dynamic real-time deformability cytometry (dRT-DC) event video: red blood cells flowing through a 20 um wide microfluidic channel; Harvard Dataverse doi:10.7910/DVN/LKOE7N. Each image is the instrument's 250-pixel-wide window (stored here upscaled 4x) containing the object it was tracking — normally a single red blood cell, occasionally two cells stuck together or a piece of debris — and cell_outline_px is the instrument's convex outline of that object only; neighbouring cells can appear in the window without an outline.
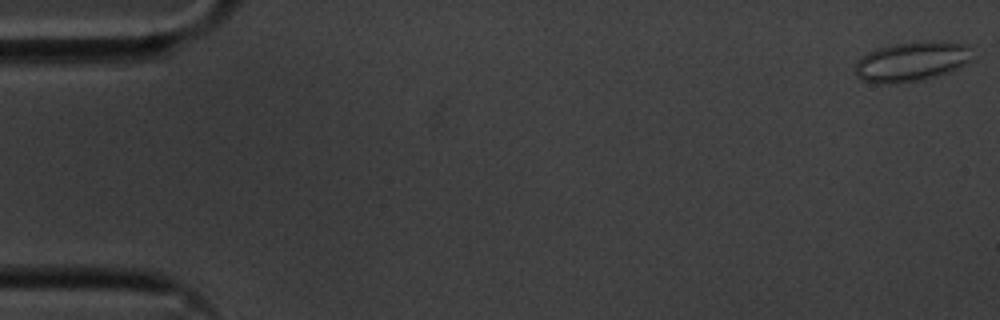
{"species": "common noctule bat (a hibernating species)", "species_latin": "Nyctalus noctula", "temperature_condition": "cold", "stored_images_in_passage": 50, "camera_frame_rate_fps": 3000, "um_per_image_px": 0.085, "animal": {"sex": "male", "body_mass_g": 20.1, "forearm_length_mm": 53.5}, "frame": {"image": 1, "passage_image": 1, "time_ms": 0.0, "image_size_px": [1000, 320], "cell_outline_px": [[968, 60], [964, 64], [948, 72], [920, 80], [896, 84], [880, 84], [864, 80], [856, 76], [856, 64], [860, 56], [876, 48], [892, 44], [928, 40], [948, 40], [968, 44]], "centroid_in_image_um": [77.44, 5.2], "position_along_channel_um": 7.6, "area_um2": 27.11}}
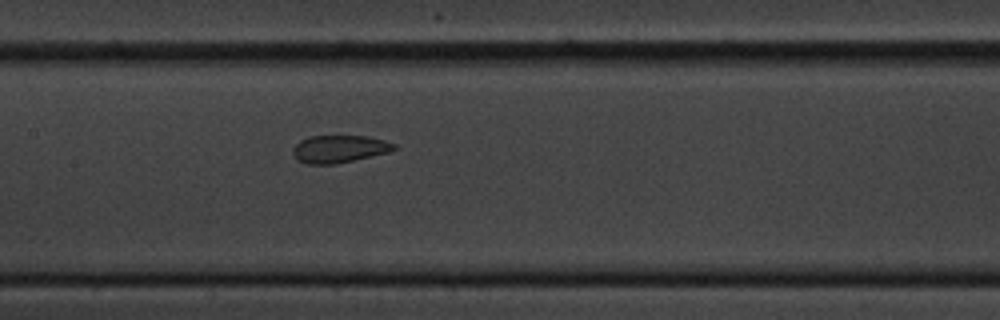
{"frame": {"image": 2, "passage_image": 27, "time_ms": 8.667, "image_size_px": [1000, 320], "cell_outline_px": [[396, 148], [388, 152], [336, 164], [308, 164], [296, 160], [292, 152], [292, 148], [300, 140], [308, 136], [368, 136], [384, 140], [396, 144]], "centroid_in_image_um": [28.8, 12.66], "position_along_channel_um": 178.6, "area_um2": 16.24}}
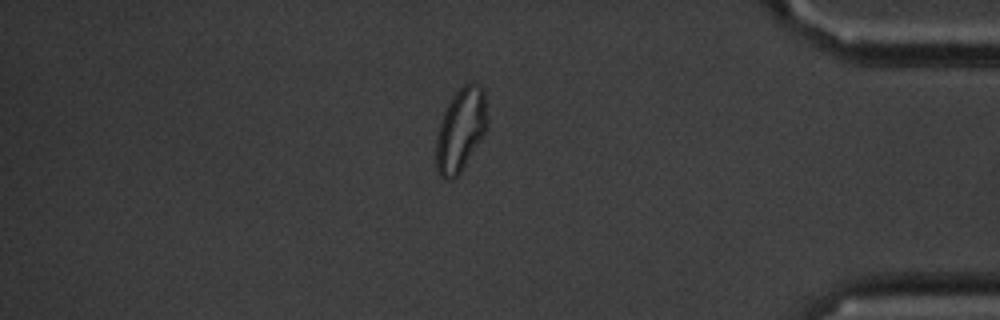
{"frame": {"image": 3, "passage_image": 48, "time_ms": 15.667, "image_size_px": [1000, 320], "cell_outline_px": [[488, 128], [460, 172], [452, 180], [444, 180], [436, 172], [436, 136], [444, 112], [452, 96], [468, 80], [480, 84], [484, 88], [488, 120]], "centroid_in_image_um": [39.17, 11.01], "position_along_channel_um": 396.0, "area_um2": 25.14}, "authors_computed_cell_mechanics": {"area_um2": 18.496, "velocity_mm_per_s": 3.555, "shape_relaxation_time_tau1_ms": null, "shape_relaxation_time_tau2_ms": 0.9167, "deformation_change_tau1": null, "deformation_change_tau2": 0.0652}}